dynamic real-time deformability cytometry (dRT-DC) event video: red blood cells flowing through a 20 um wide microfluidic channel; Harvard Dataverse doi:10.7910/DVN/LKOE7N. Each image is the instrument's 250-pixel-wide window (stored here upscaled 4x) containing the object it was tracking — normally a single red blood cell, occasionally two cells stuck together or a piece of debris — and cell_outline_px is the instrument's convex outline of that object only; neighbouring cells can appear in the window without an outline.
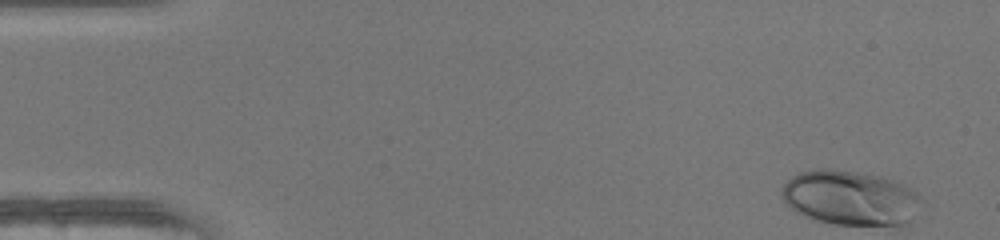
{"species": "human", "species_latin": "Homo sapiens", "temperature_condition": "warm", "stored_images_in_passage": 47, "camera_frame_rate_fps": 3000, "um_per_image_px": 0.085, "donor": {"sex": "female"}, "frame": {"image": 1, "passage_image": 1, "time_ms": 0.0, "image_size_px": [1000, 240], "cell_outline_px": [[920, 196], [908, 224], [836, 224], [812, 220], [796, 212], [784, 200], [780, 192], [780, 188], [792, 176], [800, 172], [820, 168], [828, 168], [856, 172], [880, 176], [904, 184], [916, 192]], "centroid_in_image_um": [72.19, 16.8], "position_along_channel_um": 12.8, "area_um2": 43.93}}
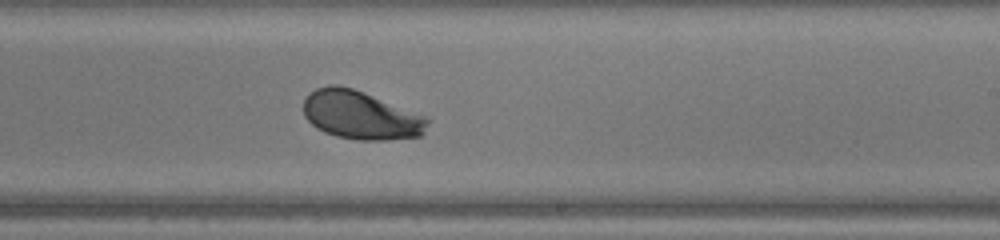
{"frame": {"image": 2, "passage_image": 28, "time_ms": 9.0, "image_size_px": [1000, 240], "cell_outline_px": [[432, 120], [424, 132], [420, 136], [388, 140], [356, 140], [336, 136], [324, 132], [316, 128], [304, 116], [304, 100], [316, 88], [328, 84], [336, 84], [352, 88], [424, 116]], "centroid_in_image_um": [30.65, 9.8], "position_along_channel_um": 258.4, "area_um2": 34.8}}
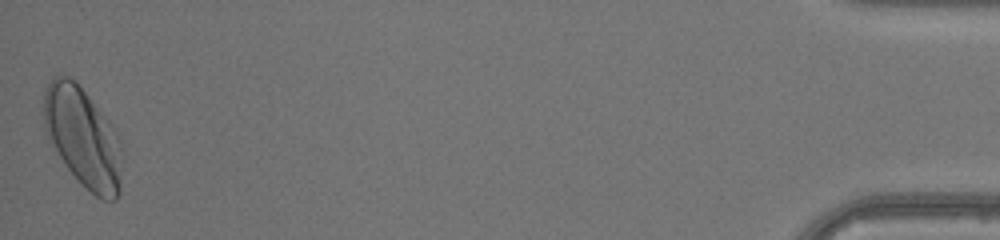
{"frame": {"image": 3, "passage_image": 47, "time_ms": 15.333, "image_size_px": [1000, 240], "cell_outline_px": [[120, 196], [116, 200], [100, 200], [68, 168], [52, 144], [44, 128], [44, 92], [52, 76], [68, 76], [76, 80], [112, 124], [120, 136]], "centroid_in_image_um": [7.06, 11.63], "position_along_channel_um": 428.1, "area_um2": 45.08}, "authors_computed_cell_mechanics": {"area_um2": 35.7782, "velocity_mm_per_s": 4.2225, "shape_relaxation_time_tau1_ms": 2.1661, "shape_relaxation_time_tau2_ms": null, "deformation_change_tau1": 0.16, "deformation_change_tau2": null}}